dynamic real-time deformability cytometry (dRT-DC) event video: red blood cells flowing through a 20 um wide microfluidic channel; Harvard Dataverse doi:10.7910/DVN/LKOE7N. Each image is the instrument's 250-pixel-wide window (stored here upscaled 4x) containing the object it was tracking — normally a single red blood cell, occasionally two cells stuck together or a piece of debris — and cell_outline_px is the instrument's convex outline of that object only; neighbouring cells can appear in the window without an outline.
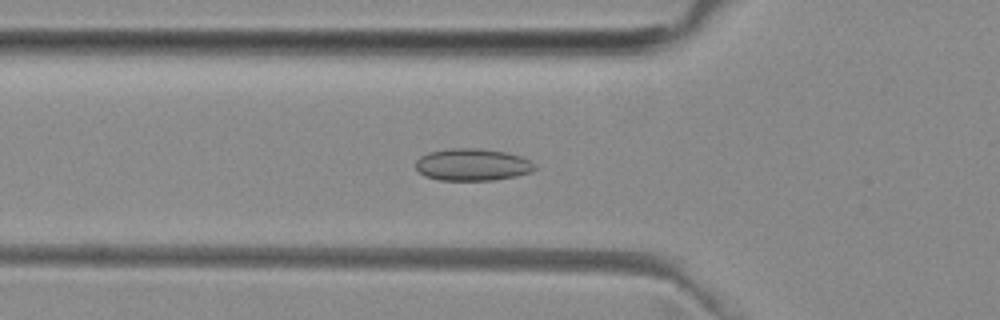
{"species": "common noctule bat (a hibernating species)", "species_latin": "Nyctalus noctula", "temperature_condition": "room temperature", "stored_images_in_passage": 50, "camera_frame_rate_fps": 3000, "um_per_image_px": 0.085, "animal": {"sex": "female", "body_mass_g": 29.2, "forearm_length_mm": 56.3}, "frame": {"image": 1, "passage_image": 16, "time_ms": 5.0, "image_size_px": [1000, 320], "cell_outline_px": [[536, 168], [532, 172], [516, 176], [496, 180], [440, 180], [424, 176], [416, 168], [416, 160], [420, 156], [428, 152], [448, 148], [480, 148], [508, 152], [520, 156], [536, 164]], "centroid_in_image_um": [40.16, 13.99], "position_along_channel_um": 85.6, "area_um2": 22.54}}
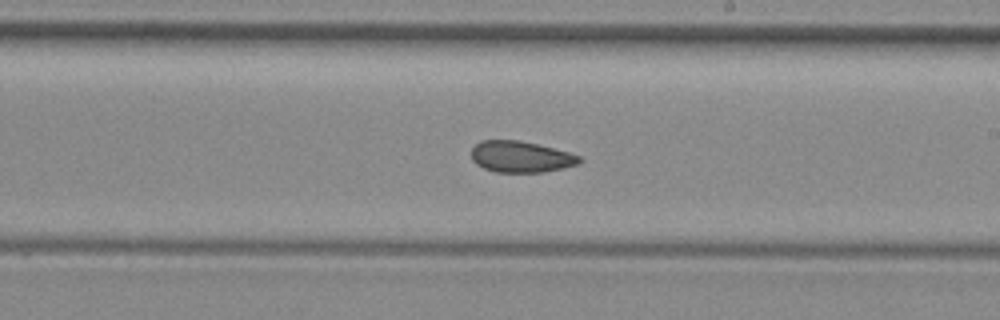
{"frame": {"image": 2, "passage_image": 28, "time_ms": 9.0, "image_size_px": [1000, 320], "cell_outline_px": [[580, 164], [544, 172], [496, 172], [484, 168], [476, 164], [472, 160], [472, 148], [480, 140], [520, 140], [568, 152], [580, 156]], "centroid_in_image_um": [44.25, 13.32], "position_along_channel_um": 244.8, "area_um2": 19.59}}
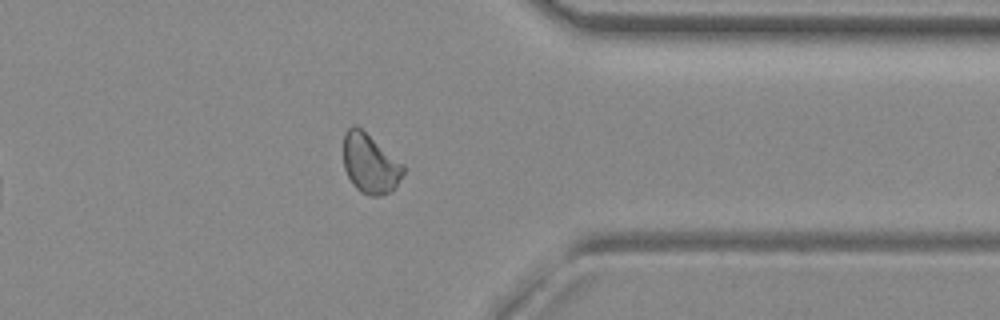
{"frame": {"image": 3, "passage_image": 39, "time_ms": 12.667, "image_size_px": [1000, 320], "cell_outline_px": [[404, 172], [392, 192], [380, 196], [372, 196], [360, 192], [352, 184], [344, 168], [344, 132], [348, 128], [356, 124], [404, 164]], "centroid_in_image_um": [31.46, 13.91], "position_along_channel_um": 379.9, "area_um2": 20.81}, "authors_computed_cell_mechanics": {"area_um2": 21.3282, "velocity_mm_per_s": 3.9776, "shape_relaxation_time_tau1_ms": null, "shape_relaxation_time_tau2_ms": 3.2644, "deformation_change_tau1": null, "deformation_change_tau2": 0.0712}}